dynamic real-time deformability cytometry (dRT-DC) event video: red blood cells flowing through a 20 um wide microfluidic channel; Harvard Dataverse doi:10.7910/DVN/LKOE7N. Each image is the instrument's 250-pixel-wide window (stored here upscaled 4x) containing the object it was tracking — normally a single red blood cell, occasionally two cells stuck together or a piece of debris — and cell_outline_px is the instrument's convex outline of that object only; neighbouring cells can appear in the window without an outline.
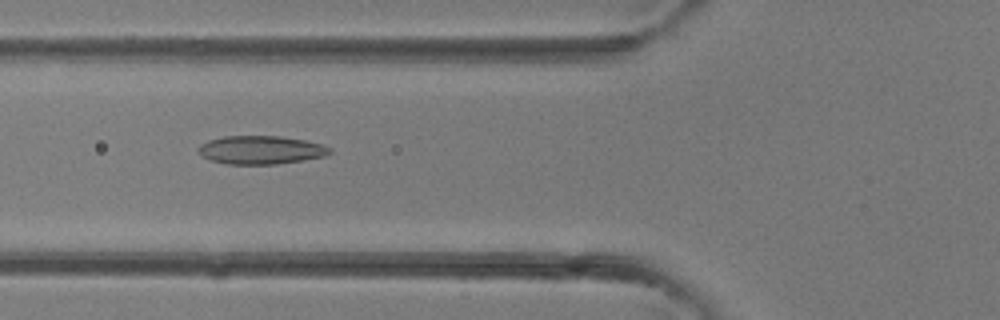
{"species": "common noctule bat (a hibernating species)", "species_latin": "Nyctalus noctula", "temperature_condition": "room temperature", "stored_images_in_passage": 39, "camera_frame_rate_fps": 3000, "um_per_image_px": 0.085, "animal": {"sex": "female"}, "frame": {"image": 1, "passage_image": 15, "time_ms": 4.667, "image_size_px": [1000, 320], "cell_outline_px": [[332, 152], [324, 156], [304, 160], [276, 164], [228, 164], [212, 160], [200, 156], [196, 152], [196, 148], [200, 144], [208, 140], [224, 136], [280, 136], [304, 140], [320, 144], [332, 148]], "centroid_in_image_um": [22.13, 12.74], "position_along_channel_um": 103.7, "area_um2": 21.85}}
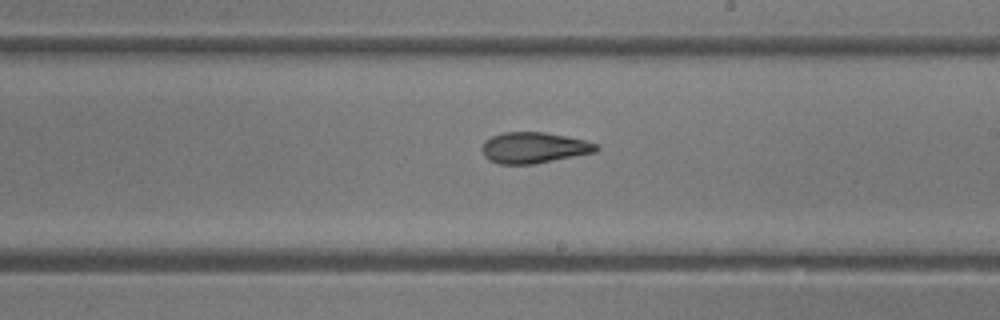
{"frame": {"image": 2, "passage_image": 23, "time_ms": 7.333, "image_size_px": [1000, 320], "cell_outline_px": [[600, 148], [596, 152], [532, 164], [500, 164], [488, 160], [484, 156], [480, 148], [484, 140], [492, 136], [504, 132], [544, 132], [584, 140], [596, 144]], "centroid_in_image_um": [45.33, 12.55], "position_along_channel_um": 243.7, "area_um2": 20.58}}
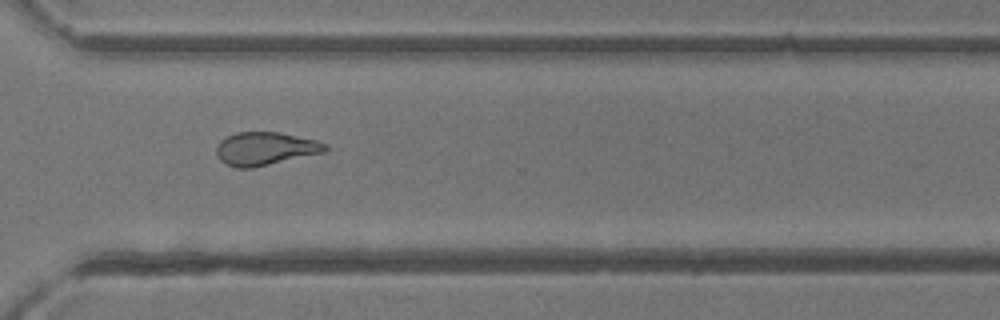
{"frame": {"image": 3, "passage_image": 29, "time_ms": 9.333, "image_size_px": [1000, 320], "cell_outline_px": [[328, 148], [324, 152], [252, 168], [236, 168], [220, 160], [216, 152], [216, 148], [220, 140], [236, 132], [280, 132], [316, 140], [328, 144]], "centroid_in_image_um": [22.55, 12.63], "position_along_channel_um": 348.1, "area_um2": 20.92}}